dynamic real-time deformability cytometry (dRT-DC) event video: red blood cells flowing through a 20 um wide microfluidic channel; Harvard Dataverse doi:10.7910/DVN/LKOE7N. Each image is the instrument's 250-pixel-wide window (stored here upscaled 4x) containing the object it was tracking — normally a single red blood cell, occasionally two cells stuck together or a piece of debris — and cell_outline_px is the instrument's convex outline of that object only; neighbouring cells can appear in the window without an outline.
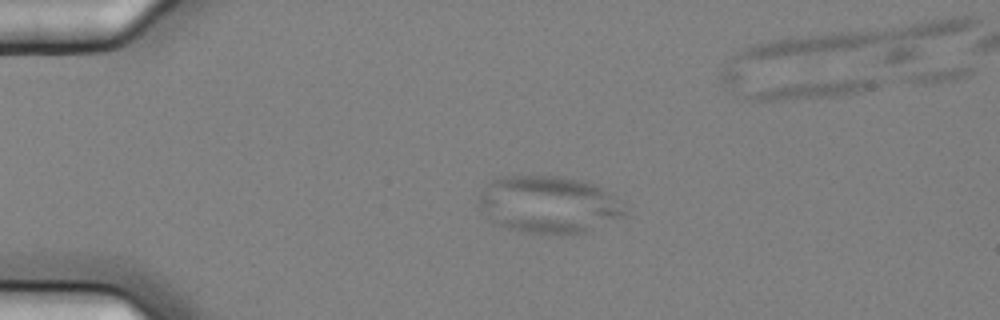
{"species": "common noctule bat (a hibernating species)", "species_latin": "Nyctalus noctula", "temperature_condition": "cold", "stored_images_in_passage": 5, "segment_of_instrument_passage": [1, 2], "camera_frame_rate_fps": 3000, "um_per_image_px": 0.085, "animal": {"sex": "female", "body_mass_g": 25.1}, "frame": {"image": 1, "passage_image": 3, "time_ms": 0.667, "image_size_px": [1000, 320], "cell_outline_px": [[624, 216], [592, 232], [524, 232], [508, 228], [492, 220], [480, 208], [480, 192], [492, 180], [500, 176], [560, 176], [580, 180], [592, 184], [600, 188], [624, 212]], "centroid_in_image_um": [46.57, 17.38], "position_along_channel_um": 38.4, "area_um2": 47.16}}